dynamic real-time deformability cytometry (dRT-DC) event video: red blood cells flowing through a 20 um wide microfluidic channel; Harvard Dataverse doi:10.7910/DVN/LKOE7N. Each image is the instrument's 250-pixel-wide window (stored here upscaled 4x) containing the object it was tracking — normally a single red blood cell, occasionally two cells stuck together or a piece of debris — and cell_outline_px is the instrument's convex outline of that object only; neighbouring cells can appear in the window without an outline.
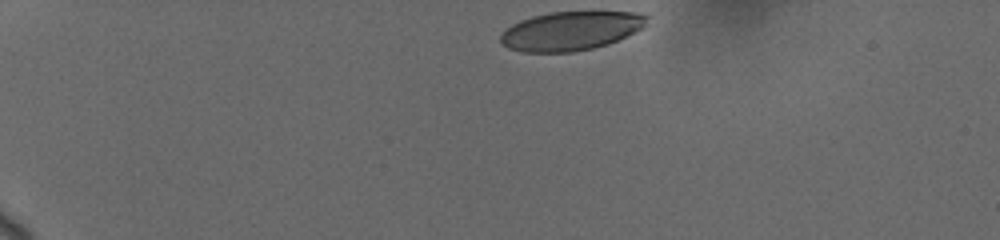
{"species": "human", "species_latin": "Homo sapiens", "temperature_condition": "cold", "stored_images_in_passage": 19, "camera_frame_rate_fps": 3000, "um_per_image_px": 0.085, "donor": {"sex": "female"}, "frame": {"image": 1, "passage_image": 1, "time_ms": 0.0, "image_size_px": [1000, 240], "cell_outline_px": [[648, 16], [644, 28], [608, 44], [592, 48], [572, 52], [524, 52], [508, 48], [500, 40], [500, 32], [504, 28], [520, 20], [532, 16], [552, 12], [640, 12]], "centroid_in_image_um": [48.5, 2.62], "position_along_channel_um": 36.5, "area_um2": 33.23}}
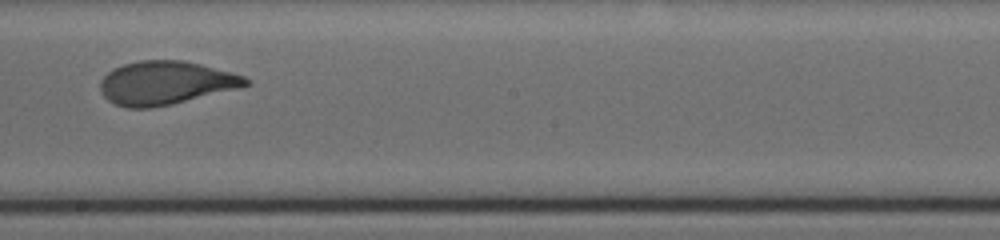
{"frame": {"image": 2, "passage_image": 11, "time_ms": 7.667, "image_size_px": [1000, 240], "cell_outline_px": [[252, 84], [240, 88], [172, 104], [148, 108], [124, 108], [108, 100], [100, 92], [100, 80], [112, 68], [124, 64], [140, 60], [180, 60], [200, 64], [232, 72], [244, 76], [252, 80]], "centroid_in_image_um": [14.09, 7.05], "position_along_channel_um": 234.1, "area_um2": 37.05}}
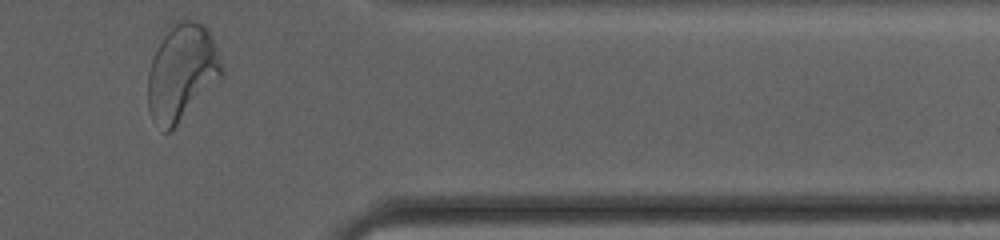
{"frame": {"image": 3, "passage_image": 19, "time_ms": 12.333, "image_size_px": [1000, 240], "cell_outline_px": [[224, 76], [168, 132], [164, 132], [152, 120], [148, 112], [148, 72], [152, 60], [168, 24], [176, 20], [192, 20], [204, 24], [208, 28], [212, 36], [224, 68]], "centroid_in_image_um": [15.46, 6.11], "position_along_channel_um": 395.9, "area_um2": 41.73}, "authors_computed_cell_mechanics": {"area_um2": 37.0498, "velocity_mm_per_s": 3.6696, "shape_relaxation_time_tau1_ms": 4.3512, "shape_relaxation_time_tau2_ms": null, "deformation_change_tau1": 0.1804, "deformation_change_tau2": null}}